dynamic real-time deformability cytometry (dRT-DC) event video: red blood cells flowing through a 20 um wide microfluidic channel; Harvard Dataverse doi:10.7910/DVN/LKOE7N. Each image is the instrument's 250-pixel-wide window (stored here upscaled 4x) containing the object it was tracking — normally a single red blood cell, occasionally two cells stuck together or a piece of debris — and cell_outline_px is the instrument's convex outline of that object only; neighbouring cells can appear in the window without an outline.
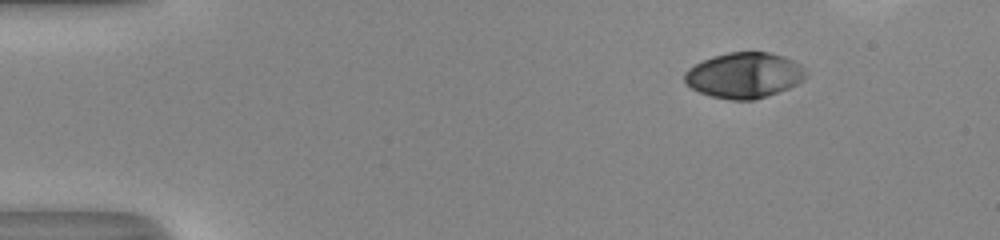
{"species": "human", "species_latin": "Homo sapiens", "temperature_condition": "room temperature", "stored_images_in_passage": 40, "camera_frame_rate_fps": 3000, "um_per_image_px": 0.085, "donor": {"sex": "male"}, "frame": {"image": 1, "passage_image": 1, "time_ms": 0.0, "image_size_px": [1000, 240], "cell_outline_px": [[804, 80], [788, 88], [752, 100], [732, 100], [712, 96], [700, 92], [692, 88], [684, 80], [684, 72], [688, 68], [704, 60], [728, 52], [768, 52], [784, 56], [792, 60], [804, 72]], "centroid_in_image_um": [63.21, 6.4], "position_along_channel_um": 21.8, "area_um2": 31.5}}
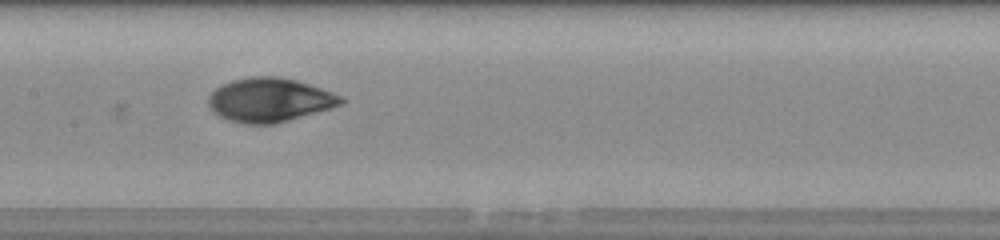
{"frame": {"image": 2, "passage_image": 21, "time_ms": 6.667, "image_size_px": [1000, 240], "cell_outline_px": [[344, 104], [332, 108], [288, 120], [272, 124], [244, 124], [228, 120], [220, 116], [208, 104], [208, 96], [216, 88], [232, 80], [252, 76], [280, 76], [296, 80], [344, 96]], "centroid_in_image_um": [22.94, 8.49], "position_along_channel_um": 184.5, "area_um2": 33.87}}
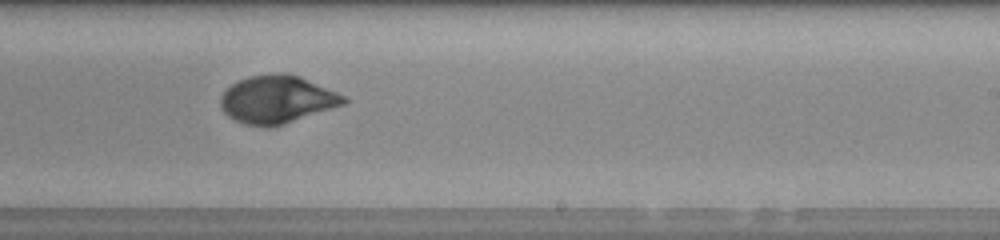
{"frame": {"image": 3, "passage_image": 27, "time_ms": 8.667, "image_size_px": [1000, 240], "cell_outline_px": [[348, 100], [344, 104], [332, 108], [268, 128], [264, 128], [244, 124], [228, 116], [224, 112], [220, 104], [220, 96], [232, 84], [248, 76], [280, 72], [288, 72], [300, 76], [336, 92], [344, 96]], "centroid_in_image_um": [23.51, 8.44], "position_along_channel_um": 265.5, "area_um2": 34.04}}